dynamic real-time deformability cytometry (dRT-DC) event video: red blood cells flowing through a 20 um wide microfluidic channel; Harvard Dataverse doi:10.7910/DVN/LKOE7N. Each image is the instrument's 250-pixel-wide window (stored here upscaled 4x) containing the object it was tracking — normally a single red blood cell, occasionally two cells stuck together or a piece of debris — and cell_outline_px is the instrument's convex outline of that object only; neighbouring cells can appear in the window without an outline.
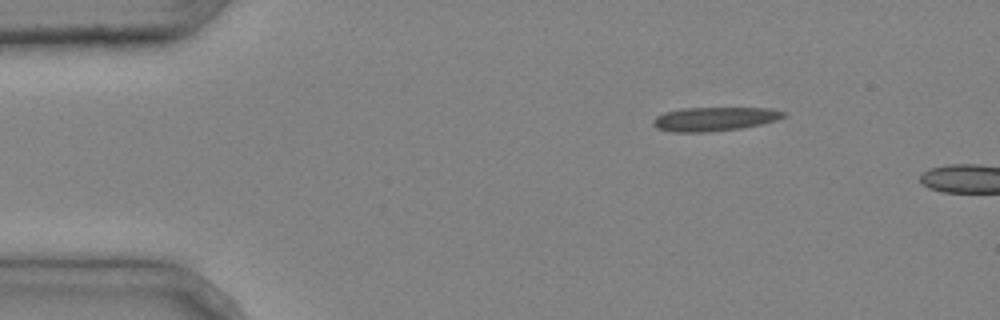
{"species": "common noctule bat (a hibernating species)", "species_latin": "Nyctalus noctula", "temperature_condition": "cold", "stored_images_in_passage": 2, "camera_frame_rate_fps": 3000, "um_per_image_px": 0.085, "animal": {"sex": "male", "body_mass_g": 20.4}, "frame": {"image": 1, "passage_image": 1, "time_ms": 0.0, "image_size_px": [1000, 320], "cell_outline_px": [[788, 116], [776, 120], [744, 128], [708, 132], [672, 132], [656, 128], [652, 124], [652, 120], [656, 116], [664, 112], [680, 108], [768, 108], [788, 112]], "centroid_in_image_um": [60.73, 10.11], "position_along_channel_um": 24.3, "area_um2": 18.44}}